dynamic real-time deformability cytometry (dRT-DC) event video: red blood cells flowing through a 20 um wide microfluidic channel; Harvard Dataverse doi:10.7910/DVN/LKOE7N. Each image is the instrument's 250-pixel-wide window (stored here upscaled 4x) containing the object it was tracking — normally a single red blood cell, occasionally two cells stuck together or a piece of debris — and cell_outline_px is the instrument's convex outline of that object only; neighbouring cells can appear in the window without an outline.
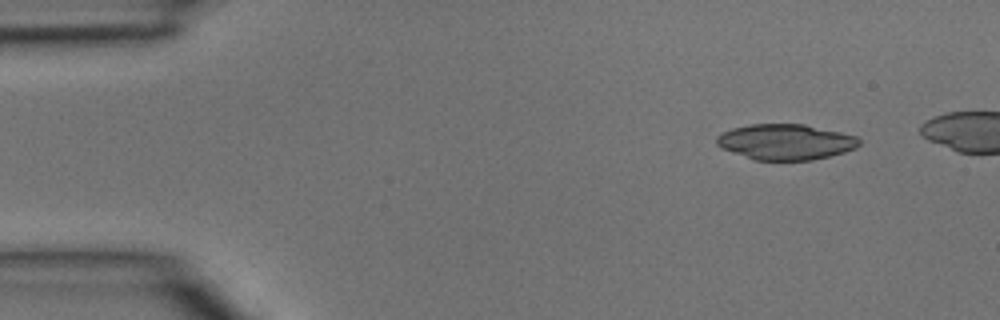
{"species": "common noctule bat (a hibernating species)", "species_latin": "Nyctalus noctula", "temperature_condition": "room temperature", "stored_images_in_passage": 5, "camera_frame_rate_fps": 3000, "um_per_image_px": 0.085, "animal": {"sex": "male", "body_mass_g": 15.6}, "frame": {"image": 1, "passage_image": 1, "time_ms": 0.0, "image_size_px": [1000, 320], "cell_outline_px": [[860, 144], [856, 148], [844, 152], [812, 160], [752, 160], [720, 148], [716, 144], [716, 136], [720, 132], [732, 128], [748, 124], [804, 124], [840, 132], [856, 136], [860, 140]], "centroid_in_image_um": [66.72, 12.06], "position_along_channel_um": 18.3, "area_um2": 29.82}}